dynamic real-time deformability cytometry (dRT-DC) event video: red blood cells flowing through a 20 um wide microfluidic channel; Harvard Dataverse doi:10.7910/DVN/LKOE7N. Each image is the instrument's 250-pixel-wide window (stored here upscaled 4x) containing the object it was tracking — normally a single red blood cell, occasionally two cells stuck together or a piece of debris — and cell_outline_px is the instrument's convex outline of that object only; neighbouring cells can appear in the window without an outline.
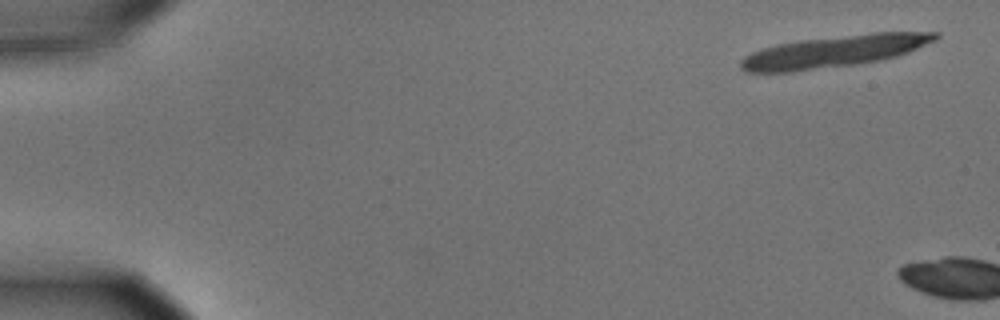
{"species": "common noctule bat (a hibernating species)", "species_latin": "Nyctalus noctula", "temperature_condition": "cold", "stored_images_in_passage": 7, "camera_frame_rate_fps": 3000, "um_per_image_px": 0.085, "animal": {"sex": "male", "body_mass_g": 15.6}, "frame": {"image": 1, "passage_image": 1, "time_ms": 0.0, "image_size_px": [1000, 320], "cell_outline_px": [[940, 36], [936, 40], [908, 52], [896, 56], [880, 60], [856, 64], [792, 72], [748, 72], [740, 68], [740, 60], [744, 56], [760, 48], [776, 44], [796, 40], [872, 32], [940, 32]], "centroid_in_image_um": [70.88, 4.35], "position_along_channel_um": 14.1, "area_um2": 36.36}}